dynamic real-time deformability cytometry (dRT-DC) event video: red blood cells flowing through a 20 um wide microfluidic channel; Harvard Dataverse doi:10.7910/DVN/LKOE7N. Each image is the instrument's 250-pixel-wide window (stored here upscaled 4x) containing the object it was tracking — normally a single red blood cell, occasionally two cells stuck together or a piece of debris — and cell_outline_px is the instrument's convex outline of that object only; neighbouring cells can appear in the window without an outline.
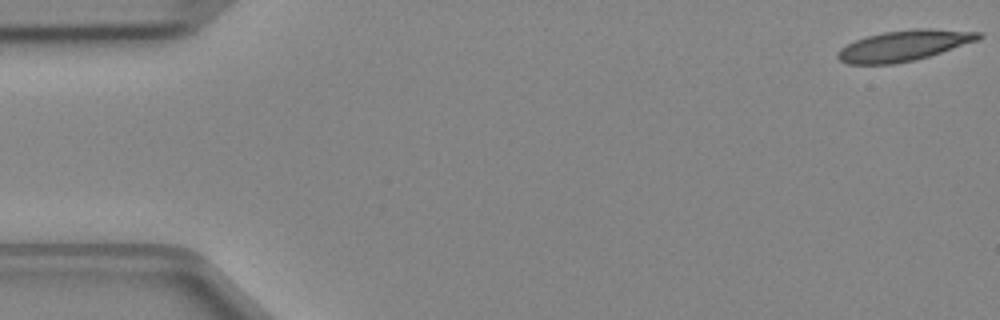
{"species": "Egyptian fruit bat (a non-hibernating species)", "species_latin": "Rousettus aegyptiacus", "temperature_condition": "cold", "stored_images_in_passage": 47, "camera_frame_rate_fps": 3000, "um_per_image_px": 0.085, "animal": {"sex": "female"}, "frame": {"image": 1, "passage_image": 1, "time_ms": 0.0, "image_size_px": [1000, 320], "cell_outline_px": [[984, 36], [976, 40], [916, 60], [892, 64], [848, 64], [840, 60], [836, 56], [836, 52], [840, 48], [856, 40], [868, 36], [884, 32], [912, 28], [932, 28], [984, 32]], "centroid_in_image_um": [76.83, 3.86], "position_along_channel_um": 8.2, "area_um2": 25.09}}
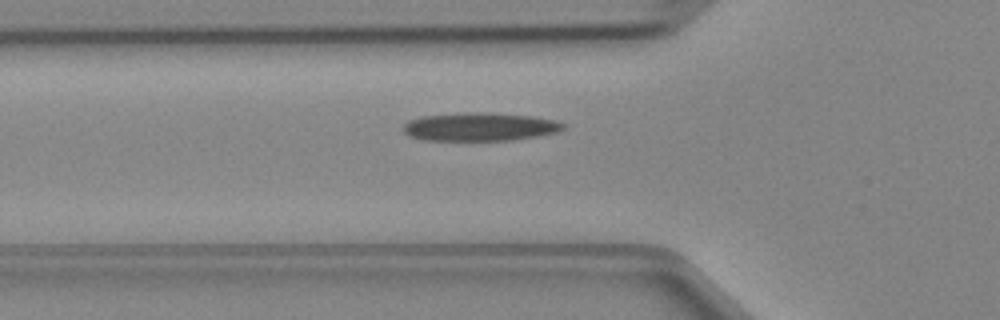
{"frame": {"image": 2, "passage_image": 16, "time_ms": 5.0, "image_size_px": [1000, 320], "cell_outline_px": [[564, 128], [556, 132], [536, 136], [512, 140], [420, 140], [408, 136], [404, 132], [404, 124], [408, 120], [420, 116], [464, 112], [480, 112], [532, 116], [556, 120], [564, 124]], "centroid_in_image_um": [40.73, 10.77], "position_along_channel_um": 85.1, "area_um2": 26.41}}
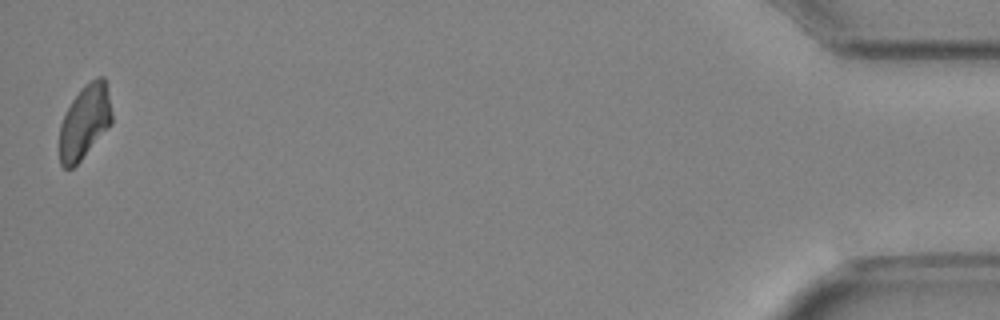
{"frame": {"image": 3, "passage_image": 47, "time_ms": 15.333, "image_size_px": [1000, 320], "cell_outline_px": [[112, 124], [80, 160], [72, 168], [64, 168], [60, 164], [60, 124], [72, 100], [84, 84], [100, 76], [104, 76], [112, 112]], "centroid_in_image_um": [7.2, 10.35], "position_along_channel_um": 428.0, "area_um2": 22.25}}